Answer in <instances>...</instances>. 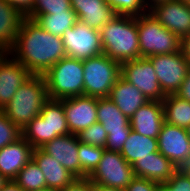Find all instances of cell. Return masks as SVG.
<instances>
[{
  "mask_svg": "<svg viewBox=\"0 0 190 191\" xmlns=\"http://www.w3.org/2000/svg\"><path fill=\"white\" fill-rule=\"evenodd\" d=\"M97 122L107 132L105 149L121 152L131 131L129 118L126 117L108 97L97 98Z\"/></svg>",
  "mask_w": 190,
  "mask_h": 191,
  "instance_id": "ba28073f",
  "label": "cell"
},
{
  "mask_svg": "<svg viewBox=\"0 0 190 191\" xmlns=\"http://www.w3.org/2000/svg\"><path fill=\"white\" fill-rule=\"evenodd\" d=\"M77 19L87 26L100 30L116 13L105 0H70Z\"/></svg>",
  "mask_w": 190,
  "mask_h": 191,
  "instance_id": "44dd1931",
  "label": "cell"
},
{
  "mask_svg": "<svg viewBox=\"0 0 190 191\" xmlns=\"http://www.w3.org/2000/svg\"><path fill=\"white\" fill-rule=\"evenodd\" d=\"M134 177L132 165L125 160L121 152L105 149L102 159L88 179L93 184L125 190Z\"/></svg>",
  "mask_w": 190,
  "mask_h": 191,
  "instance_id": "9c48e42d",
  "label": "cell"
},
{
  "mask_svg": "<svg viewBox=\"0 0 190 191\" xmlns=\"http://www.w3.org/2000/svg\"><path fill=\"white\" fill-rule=\"evenodd\" d=\"M38 191H59V190H55V189L46 188V189H42V190H38Z\"/></svg>",
  "mask_w": 190,
  "mask_h": 191,
  "instance_id": "7dc6e473",
  "label": "cell"
},
{
  "mask_svg": "<svg viewBox=\"0 0 190 191\" xmlns=\"http://www.w3.org/2000/svg\"><path fill=\"white\" fill-rule=\"evenodd\" d=\"M103 53L120 64L141 57L137 16L115 15L100 30Z\"/></svg>",
  "mask_w": 190,
  "mask_h": 191,
  "instance_id": "7a4b0ae2",
  "label": "cell"
},
{
  "mask_svg": "<svg viewBox=\"0 0 190 191\" xmlns=\"http://www.w3.org/2000/svg\"><path fill=\"white\" fill-rule=\"evenodd\" d=\"M9 54L33 75H44L67 56L61 37L52 35L27 17L22 20Z\"/></svg>",
  "mask_w": 190,
  "mask_h": 191,
  "instance_id": "6da1fadb",
  "label": "cell"
},
{
  "mask_svg": "<svg viewBox=\"0 0 190 191\" xmlns=\"http://www.w3.org/2000/svg\"><path fill=\"white\" fill-rule=\"evenodd\" d=\"M40 149L58 160L76 178H80V161L78 156V136L67 134L55 137Z\"/></svg>",
  "mask_w": 190,
  "mask_h": 191,
  "instance_id": "e0dca14e",
  "label": "cell"
},
{
  "mask_svg": "<svg viewBox=\"0 0 190 191\" xmlns=\"http://www.w3.org/2000/svg\"><path fill=\"white\" fill-rule=\"evenodd\" d=\"M118 109L129 119L134 113L149 100L134 85L122 76L111 89L109 97Z\"/></svg>",
  "mask_w": 190,
  "mask_h": 191,
  "instance_id": "603a6c76",
  "label": "cell"
},
{
  "mask_svg": "<svg viewBox=\"0 0 190 191\" xmlns=\"http://www.w3.org/2000/svg\"><path fill=\"white\" fill-rule=\"evenodd\" d=\"M129 122L135 132L157 139L165 123L162 101H148L134 113Z\"/></svg>",
  "mask_w": 190,
  "mask_h": 191,
  "instance_id": "ac0fdd59",
  "label": "cell"
},
{
  "mask_svg": "<svg viewBox=\"0 0 190 191\" xmlns=\"http://www.w3.org/2000/svg\"><path fill=\"white\" fill-rule=\"evenodd\" d=\"M32 159L42 170L47 188L60 191L76 178L58 160L46 154L40 148L33 150Z\"/></svg>",
  "mask_w": 190,
  "mask_h": 191,
  "instance_id": "7402d4cb",
  "label": "cell"
},
{
  "mask_svg": "<svg viewBox=\"0 0 190 191\" xmlns=\"http://www.w3.org/2000/svg\"><path fill=\"white\" fill-rule=\"evenodd\" d=\"M27 18L34 20L44 30L52 35L62 37L63 33L75 25L77 16L71 8L65 12H54L53 14H29Z\"/></svg>",
  "mask_w": 190,
  "mask_h": 191,
  "instance_id": "484cf974",
  "label": "cell"
},
{
  "mask_svg": "<svg viewBox=\"0 0 190 191\" xmlns=\"http://www.w3.org/2000/svg\"><path fill=\"white\" fill-rule=\"evenodd\" d=\"M141 57L181 51V39L164 28L148 11L137 16Z\"/></svg>",
  "mask_w": 190,
  "mask_h": 191,
  "instance_id": "8992f818",
  "label": "cell"
},
{
  "mask_svg": "<svg viewBox=\"0 0 190 191\" xmlns=\"http://www.w3.org/2000/svg\"><path fill=\"white\" fill-rule=\"evenodd\" d=\"M33 74L8 53L0 61V110Z\"/></svg>",
  "mask_w": 190,
  "mask_h": 191,
  "instance_id": "2e32d148",
  "label": "cell"
},
{
  "mask_svg": "<svg viewBox=\"0 0 190 191\" xmlns=\"http://www.w3.org/2000/svg\"><path fill=\"white\" fill-rule=\"evenodd\" d=\"M176 95L190 102V70L179 90L176 92Z\"/></svg>",
  "mask_w": 190,
  "mask_h": 191,
  "instance_id": "74e56055",
  "label": "cell"
},
{
  "mask_svg": "<svg viewBox=\"0 0 190 191\" xmlns=\"http://www.w3.org/2000/svg\"><path fill=\"white\" fill-rule=\"evenodd\" d=\"M0 191H25L14 180H7Z\"/></svg>",
  "mask_w": 190,
  "mask_h": 191,
  "instance_id": "ab89813d",
  "label": "cell"
},
{
  "mask_svg": "<svg viewBox=\"0 0 190 191\" xmlns=\"http://www.w3.org/2000/svg\"><path fill=\"white\" fill-rule=\"evenodd\" d=\"M158 151L157 139L141 135L131 129L121 154L129 164Z\"/></svg>",
  "mask_w": 190,
  "mask_h": 191,
  "instance_id": "d4e9b609",
  "label": "cell"
},
{
  "mask_svg": "<svg viewBox=\"0 0 190 191\" xmlns=\"http://www.w3.org/2000/svg\"><path fill=\"white\" fill-rule=\"evenodd\" d=\"M186 132H187V135H188L189 138H190V125H188V126L186 127Z\"/></svg>",
  "mask_w": 190,
  "mask_h": 191,
  "instance_id": "bcb514c9",
  "label": "cell"
},
{
  "mask_svg": "<svg viewBox=\"0 0 190 191\" xmlns=\"http://www.w3.org/2000/svg\"><path fill=\"white\" fill-rule=\"evenodd\" d=\"M34 148L23 138L0 149V173L14 180L19 171L32 159Z\"/></svg>",
  "mask_w": 190,
  "mask_h": 191,
  "instance_id": "d6986e66",
  "label": "cell"
},
{
  "mask_svg": "<svg viewBox=\"0 0 190 191\" xmlns=\"http://www.w3.org/2000/svg\"><path fill=\"white\" fill-rule=\"evenodd\" d=\"M17 9L23 16L27 17L31 11L34 0H5Z\"/></svg>",
  "mask_w": 190,
  "mask_h": 191,
  "instance_id": "8d00e7d4",
  "label": "cell"
},
{
  "mask_svg": "<svg viewBox=\"0 0 190 191\" xmlns=\"http://www.w3.org/2000/svg\"><path fill=\"white\" fill-rule=\"evenodd\" d=\"M9 53V51L0 44V61Z\"/></svg>",
  "mask_w": 190,
  "mask_h": 191,
  "instance_id": "7bdbcfd3",
  "label": "cell"
},
{
  "mask_svg": "<svg viewBox=\"0 0 190 191\" xmlns=\"http://www.w3.org/2000/svg\"><path fill=\"white\" fill-rule=\"evenodd\" d=\"M148 12L180 39L190 35V5L170 0L154 5Z\"/></svg>",
  "mask_w": 190,
  "mask_h": 191,
  "instance_id": "5bb4252c",
  "label": "cell"
},
{
  "mask_svg": "<svg viewBox=\"0 0 190 191\" xmlns=\"http://www.w3.org/2000/svg\"><path fill=\"white\" fill-rule=\"evenodd\" d=\"M165 122L186 128L190 125V102L176 94H169L162 100Z\"/></svg>",
  "mask_w": 190,
  "mask_h": 191,
  "instance_id": "4316f807",
  "label": "cell"
},
{
  "mask_svg": "<svg viewBox=\"0 0 190 191\" xmlns=\"http://www.w3.org/2000/svg\"><path fill=\"white\" fill-rule=\"evenodd\" d=\"M181 51L190 64V35L181 39Z\"/></svg>",
  "mask_w": 190,
  "mask_h": 191,
  "instance_id": "f35d334b",
  "label": "cell"
},
{
  "mask_svg": "<svg viewBox=\"0 0 190 191\" xmlns=\"http://www.w3.org/2000/svg\"><path fill=\"white\" fill-rule=\"evenodd\" d=\"M135 177H141L158 184L166 183L178 169L167 157L159 151L149 156L137 159L132 164Z\"/></svg>",
  "mask_w": 190,
  "mask_h": 191,
  "instance_id": "ffe728a7",
  "label": "cell"
},
{
  "mask_svg": "<svg viewBox=\"0 0 190 191\" xmlns=\"http://www.w3.org/2000/svg\"><path fill=\"white\" fill-rule=\"evenodd\" d=\"M71 9L70 0H34L30 14H53Z\"/></svg>",
  "mask_w": 190,
  "mask_h": 191,
  "instance_id": "d6a6232c",
  "label": "cell"
},
{
  "mask_svg": "<svg viewBox=\"0 0 190 191\" xmlns=\"http://www.w3.org/2000/svg\"><path fill=\"white\" fill-rule=\"evenodd\" d=\"M47 85L43 75H32L15 92L13 98L1 109L8 119L21 130L37 117L48 100Z\"/></svg>",
  "mask_w": 190,
  "mask_h": 191,
  "instance_id": "3957f363",
  "label": "cell"
},
{
  "mask_svg": "<svg viewBox=\"0 0 190 191\" xmlns=\"http://www.w3.org/2000/svg\"><path fill=\"white\" fill-rule=\"evenodd\" d=\"M121 76L141 91L149 101H162L166 97L148 57L121 63Z\"/></svg>",
  "mask_w": 190,
  "mask_h": 191,
  "instance_id": "8fae6325",
  "label": "cell"
},
{
  "mask_svg": "<svg viewBox=\"0 0 190 191\" xmlns=\"http://www.w3.org/2000/svg\"><path fill=\"white\" fill-rule=\"evenodd\" d=\"M60 191H93V183L88 177L75 178Z\"/></svg>",
  "mask_w": 190,
  "mask_h": 191,
  "instance_id": "d590c367",
  "label": "cell"
},
{
  "mask_svg": "<svg viewBox=\"0 0 190 191\" xmlns=\"http://www.w3.org/2000/svg\"><path fill=\"white\" fill-rule=\"evenodd\" d=\"M7 179L0 173V188L4 185Z\"/></svg>",
  "mask_w": 190,
  "mask_h": 191,
  "instance_id": "f6af8a7d",
  "label": "cell"
},
{
  "mask_svg": "<svg viewBox=\"0 0 190 191\" xmlns=\"http://www.w3.org/2000/svg\"><path fill=\"white\" fill-rule=\"evenodd\" d=\"M84 95L109 97L114 84L121 76V64L104 53L82 60Z\"/></svg>",
  "mask_w": 190,
  "mask_h": 191,
  "instance_id": "52a82bcc",
  "label": "cell"
},
{
  "mask_svg": "<svg viewBox=\"0 0 190 191\" xmlns=\"http://www.w3.org/2000/svg\"><path fill=\"white\" fill-rule=\"evenodd\" d=\"M61 38L67 57L85 60L103 53L100 31L79 20Z\"/></svg>",
  "mask_w": 190,
  "mask_h": 191,
  "instance_id": "30bf717a",
  "label": "cell"
},
{
  "mask_svg": "<svg viewBox=\"0 0 190 191\" xmlns=\"http://www.w3.org/2000/svg\"><path fill=\"white\" fill-rule=\"evenodd\" d=\"M93 191H124V190L93 184Z\"/></svg>",
  "mask_w": 190,
  "mask_h": 191,
  "instance_id": "60d3db41",
  "label": "cell"
},
{
  "mask_svg": "<svg viewBox=\"0 0 190 191\" xmlns=\"http://www.w3.org/2000/svg\"><path fill=\"white\" fill-rule=\"evenodd\" d=\"M77 136L81 143L105 148L108 134L103 125L96 122L87 129L82 130Z\"/></svg>",
  "mask_w": 190,
  "mask_h": 191,
  "instance_id": "f546056e",
  "label": "cell"
},
{
  "mask_svg": "<svg viewBox=\"0 0 190 191\" xmlns=\"http://www.w3.org/2000/svg\"><path fill=\"white\" fill-rule=\"evenodd\" d=\"M178 1H182L185 4H189L190 5V0H178Z\"/></svg>",
  "mask_w": 190,
  "mask_h": 191,
  "instance_id": "c3c4849f",
  "label": "cell"
},
{
  "mask_svg": "<svg viewBox=\"0 0 190 191\" xmlns=\"http://www.w3.org/2000/svg\"><path fill=\"white\" fill-rule=\"evenodd\" d=\"M69 132L79 134L97 122V97L76 96L63 99Z\"/></svg>",
  "mask_w": 190,
  "mask_h": 191,
  "instance_id": "9a60e30c",
  "label": "cell"
},
{
  "mask_svg": "<svg viewBox=\"0 0 190 191\" xmlns=\"http://www.w3.org/2000/svg\"><path fill=\"white\" fill-rule=\"evenodd\" d=\"M105 148L81 143L78 139L80 178L88 177L102 159Z\"/></svg>",
  "mask_w": 190,
  "mask_h": 191,
  "instance_id": "f1b7e54d",
  "label": "cell"
},
{
  "mask_svg": "<svg viewBox=\"0 0 190 191\" xmlns=\"http://www.w3.org/2000/svg\"><path fill=\"white\" fill-rule=\"evenodd\" d=\"M158 191H190V175L177 169L168 182L160 184Z\"/></svg>",
  "mask_w": 190,
  "mask_h": 191,
  "instance_id": "836d02e7",
  "label": "cell"
},
{
  "mask_svg": "<svg viewBox=\"0 0 190 191\" xmlns=\"http://www.w3.org/2000/svg\"><path fill=\"white\" fill-rule=\"evenodd\" d=\"M148 58L154 66L163 93L176 94L190 70V64L182 51Z\"/></svg>",
  "mask_w": 190,
  "mask_h": 191,
  "instance_id": "7c38bea8",
  "label": "cell"
},
{
  "mask_svg": "<svg viewBox=\"0 0 190 191\" xmlns=\"http://www.w3.org/2000/svg\"><path fill=\"white\" fill-rule=\"evenodd\" d=\"M63 99H48L41 113L22 130V137L34 148H40L55 137L69 134Z\"/></svg>",
  "mask_w": 190,
  "mask_h": 191,
  "instance_id": "277c9868",
  "label": "cell"
},
{
  "mask_svg": "<svg viewBox=\"0 0 190 191\" xmlns=\"http://www.w3.org/2000/svg\"><path fill=\"white\" fill-rule=\"evenodd\" d=\"M165 1H170V0H142L147 10L152 8L154 5H157Z\"/></svg>",
  "mask_w": 190,
  "mask_h": 191,
  "instance_id": "b9f144b4",
  "label": "cell"
},
{
  "mask_svg": "<svg viewBox=\"0 0 190 191\" xmlns=\"http://www.w3.org/2000/svg\"><path fill=\"white\" fill-rule=\"evenodd\" d=\"M182 169L190 175V159L188 160V162L182 167Z\"/></svg>",
  "mask_w": 190,
  "mask_h": 191,
  "instance_id": "ee69618b",
  "label": "cell"
},
{
  "mask_svg": "<svg viewBox=\"0 0 190 191\" xmlns=\"http://www.w3.org/2000/svg\"><path fill=\"white\" fill-rule=\"evenodd\" d=\"M22 137V130L0 110V149Z\"/></svg>",
  "mask_w": 190,
  "mask_h": 191,
  "instance_id": "1f68e13d",
  "label": "cell"
},
{
  "mask_svg": "<svg viewBox=\"0 0 190 191\" xmlns=\"http://www.w3.org/2000/svg\"><path fill=\"white\" fill-rule=\"evenodd\" d=\"M24 18L11 4L0 0V44L8 51L15 44Z\"/></svg>",
  "mask_w": 190,
  "mask_h": 191,
  "instance_id": "cb8c5ba5",
  "label": "cell"
},
{
  "mask_svg": "<svg viewBox=\"0 0 190 191\" xmlns=\"http://www.w3.org/2000/svg\"><path fill=\"white\" fill-rule=\"evenodd\" d=\"M14 181L25 191H38L47 188L44 174L33 159L19 171Z\"/></svg>",
  "mask_w": 190,
  "mask_h": 191,
  "instance_id": "83f0119b",
  "label": "cell"
},
{
  "mask_svg": "<svg viewBox=\"0 0 190 191\" xmlns=\"http://www.w3.org/2000/svg\"><path fill=\"white\" fill-rule=\"evenodd\" d=\"M160 184L151 180L134 177L124 191H158Z\"/></svg>",
  "mask_w": 190,
  "mask_h": 191,
  "instance_id": "e575fe53",
  "label": "cell"
},
{
  "mask_svg": "<svg viewBox=\"0 0 190 191\" xmlns=\"http://www.w3.org/2000/svg\"><path fill=\"white\" fill-rule=\"evenodd\" d=\"M82 60L65 57L54 64L43 76L49 99L62 100L84 95Z\"/></svg>",
  "mask_w": 190,
  "mask_h": 191,
  "instance_id": "5b68a950",
  "label": "cell"
},
{
  "mask_svg": "<svg viewBox=\"0 0 190 191\" xmlns=\"http://www.w3.org/2000/svg\"><path fill=\"white\" fill-rule=\"evenodd\" d=\"M110 5L116 15L139 16L146 13V9L142 0H105Z\"/></svg>",
  "mask_w": 190,
  "mask_h": 191,
  "instance_id": "4dcf8cb0",
  "label": "cell"
},
{
  "mask_svg": "<svg viewBox=\"0 0 190 191\" xmlns=\"http://www.w3.org/2000/svg\"><path fill=\"white\" fill-rule=\"evenodd\" d=\"M158 151L178 169L190 159V138L186 128L164 123L157 138Z\"/></svg>",
  "mask_w": 190,
  "mask_h": 191,
  "instance_id": "4fadbf2b",
  "label": "cell"
}]
</instances>
